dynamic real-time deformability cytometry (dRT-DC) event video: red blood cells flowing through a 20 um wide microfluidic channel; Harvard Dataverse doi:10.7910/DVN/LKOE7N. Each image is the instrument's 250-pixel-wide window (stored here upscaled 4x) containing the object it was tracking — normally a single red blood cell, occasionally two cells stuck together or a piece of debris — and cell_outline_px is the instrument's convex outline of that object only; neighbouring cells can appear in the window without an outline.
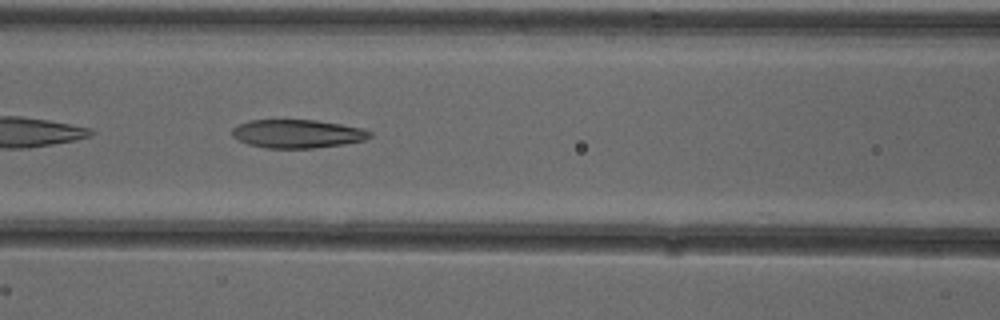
{"species": "common noctule bat (a hibernating species)", "species_latin": "Nyctalus noctula", "temperature_condition": "cold", "stored_images_in_passage": 53, "camera_frame_rate_fps": 3000, "um_per_image_px": 0.085, "animal": {"sex": "female"}, "frame": {"image": 1, "passage_image": 23, "time_ms": 7.333, "image_size_px": [1000, 320], "cell_outline_px": [[372, 136], [364, 140], [344, 144], [312, 148], [264, 148], [248, 144], [232, 136], [232, 128], [248, 120], [316, 120], [364, 128], [372, 132]], "centroid_in_image_um": [25.29, 11.37], "position_along_channel_um": 141.3, "area_um2": 22.83}, "authors_computed_cell_mechanics": {"area_um2": 24.1026, "velocity_mm_per_s": 3.9023, "shape_relaxation_time_tau1_ms": null, "shape_relaxation_time_tau2_ms": 2.6382, "deformation_change_tau1": null, "deformation_change_tau2": 0.1114}}